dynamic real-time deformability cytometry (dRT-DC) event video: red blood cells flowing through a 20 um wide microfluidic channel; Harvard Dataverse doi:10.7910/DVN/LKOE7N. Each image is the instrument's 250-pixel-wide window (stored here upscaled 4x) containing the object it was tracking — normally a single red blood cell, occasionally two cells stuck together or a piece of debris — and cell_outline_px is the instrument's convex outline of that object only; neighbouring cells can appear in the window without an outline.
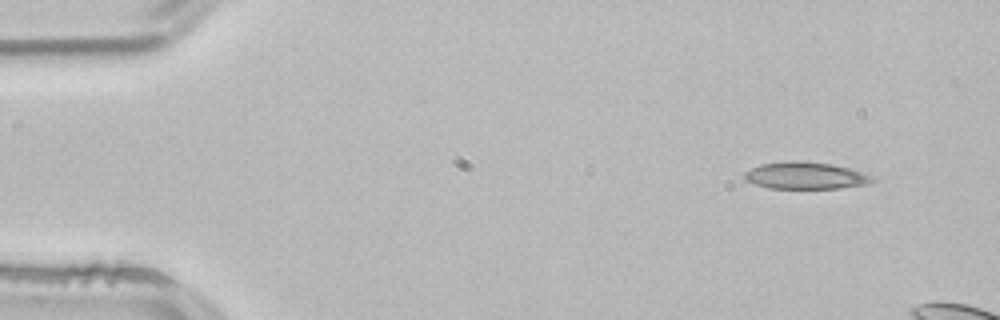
{"species": "common noctule bat (a hibernating species)", "species_latin": "Nyctalus noctula", "temperature_condition": "room temperature", "stored_images_in_passage": 3, "camera_frame_rate_fps": 3000, "um_per_image_px": 0.085, "animal": {"sex": "male", "body_mass_g": 21.5, "forearm_length_mm": 52.0}, "frame": {"image": 1, "passage_image": 1, "time_ms": 0.0, "image_size_px": [1000, 320], "cell_outline_px": [[876, 180], [868, 184], [840, 188], [768, 188], [744, 180], [744, 172], [760, 164], [832, 164], [848, 168], [876, 176]], "centroid_in_image_um": [68.55, 14.98], "position_along_channel_um": 16.5, "area_um2": 19.13}}
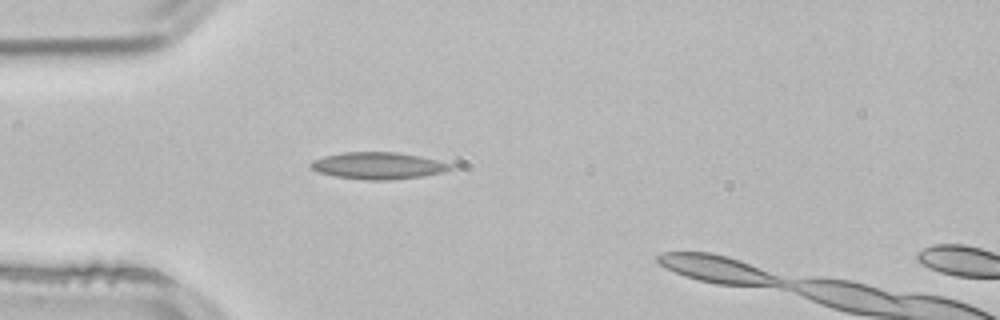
{"frame": {"image": 2, "passage_image": 3, "time_ms": 0.667, "image_size_px": [1000, 320], "cell_outline_px": [[456, 168], [444, 172], [420, 176], [392, 180], [368, 180], [332, 176], [320, 172], [312, 168], [308, 164], [312, 160], [324, 156], [344, 152], [396, 152], [420, 156], [456, 164]], "centroid_in_image_um": [32.19, 14.08], "position_along_channel_um": 52.8, "area_um2": 22.08}}